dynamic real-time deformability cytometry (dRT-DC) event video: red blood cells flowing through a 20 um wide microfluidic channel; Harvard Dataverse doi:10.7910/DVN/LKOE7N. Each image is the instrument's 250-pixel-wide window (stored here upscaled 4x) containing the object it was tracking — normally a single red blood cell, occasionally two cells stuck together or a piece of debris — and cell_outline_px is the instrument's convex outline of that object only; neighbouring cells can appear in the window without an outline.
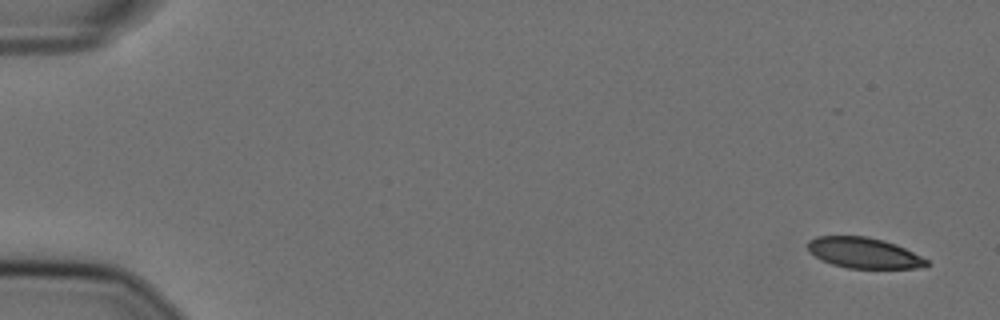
{"species": "Egyptian fruit bat (a non-hibernating species)", "species_latin": "Rousettus aegyptiacus", "temperature_condition": "cold", "stored_images_in_passage": 55, "camera_frame_rate_fps": 3000, "um_per_image_px": 0.085, "animal": {"sex": "female"}, "frame": {"image": 1, "passage_image": 1, "time_ms": 0.0, "image_size_px": [1000, 320], "cell_outline_px": [[928, 264], [916, 268], [848, 268], [832, 264], [820, 260], [808, 252], [808, 240], [816, 236], [868, 236], [884, 240], [896, 244], [928, 260]], "centroid_in_image_um": [73.36, 21.48], "position_along_channel_um": 11.6, "area_um2": 21.21}}
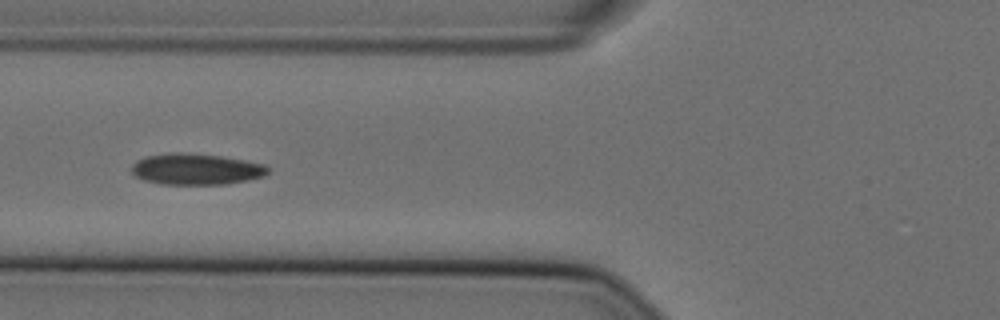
{"frame": {"image": 2, "passage_image": 21, "time_ms": 6.667, "image_size_px": [1000, 320], "cell_outline_px": [[268, 172], [264, 176], [248, 180], [224, 184], [160, 184], [144, 180], [136, 176], [132, 172], [132, 164], [136, 160], [148, 156], [172, 152], [180, 152], [220, 156], [244, 160], [264, 164], [268, 168]], "centroid_in_image_um": [16.65, 14.38], "position_along_channel_um": 109.1, "area_um2": 24.62}}
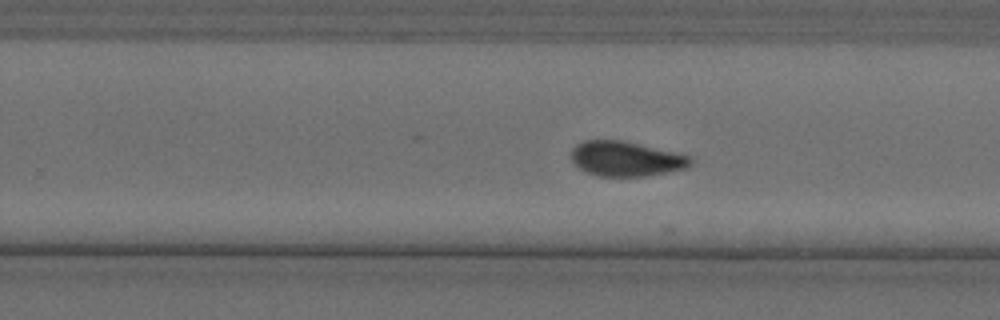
{"frame": {"image": 3, "passage_image": 35, "time_ms": 11.333, "image_size_px": [1000, 320], "cell_outline_px": [[692, 164], [688, 168], [644, 176], [600, 176], [588, 172], [580, 168], [572, 160], [572, 148], [576, 144], [584, 140], [624, 140], [692, 156]], "centroid_in_image_um": [53.24, 13.48], "position_along_channel_um": 276.6, "area_um2": 24.22}, "authors_computed_cell_mechanics": {"area_um2": 24.0448, "velocity_mm_per_s": 3.6012, "shape_relaxation_time_tau1_ms": 7.275, "shape_relaxation_time_tau2_ms": 2.3215, "deformation_change_tau1": 0.1685, "deformation_change_tau2": 0.0564}}